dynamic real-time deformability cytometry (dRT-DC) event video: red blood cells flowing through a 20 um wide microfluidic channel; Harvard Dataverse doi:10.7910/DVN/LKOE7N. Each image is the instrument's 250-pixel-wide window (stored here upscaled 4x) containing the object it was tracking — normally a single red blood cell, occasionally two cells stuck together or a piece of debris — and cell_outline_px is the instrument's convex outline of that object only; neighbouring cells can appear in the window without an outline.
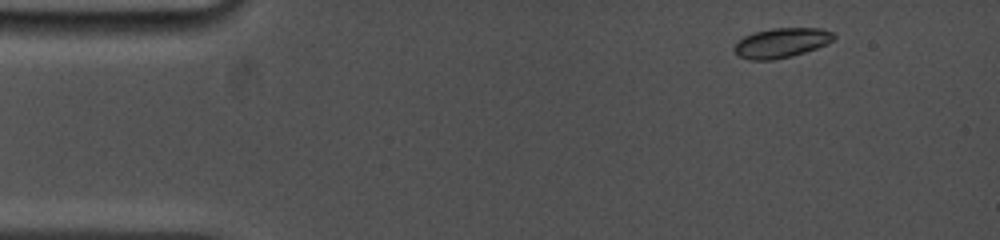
{"species": "common noctule bat (a hibernating species)", "species_latin": "Nyctalus noctula", "temperature_condition": "cold", "stored_images_in_passage": 9, "camera_frame_rate_fps": 5000, "um_per_image_px": 0.085, "animal": {"sex": "female", "body_mass_g": 19.0, "forearm_length_mm": 53.3}, "frame": {"image": 1, "passage_image": 1, "time_ms": 0.0, "image_size_px": [1000, 240], "cell_outline_px": [[836, 36], [828, 44], [792, 56], [772, 60], [748, 60], [736, 56], [732, 48], [744, 36], [756, 32], [772, 28], [820, 28], [832, 32]], "centroid_in_image_um": [66.39, 3.65], "position_along_channel_um": 18.6, "area_um2": 17.28}}
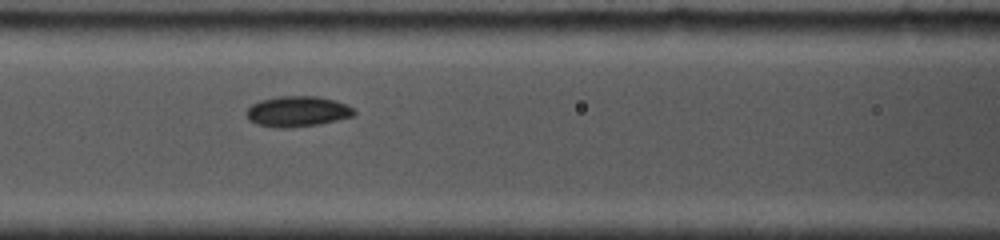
{"frame": {"image": 2, "passage_image": 6, "time_ms": 5.4, "image_size_px": [1000, 240], "cell_outline_px": [[356, 112], [352, 116], [320, 124], [288, 128], [272, 128], [256, 124], [248, 120], [244, 112], [252, 104], [260, 100], [280, 96], [316, 96], [336, 100], [352, 108]], "centroid_in_image_um": [25.22, 9.48], "position_along_channel_um": 141.4, "area_um2": 19.31}}
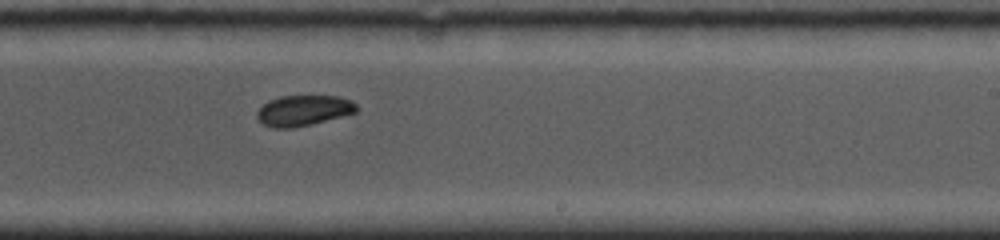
{"frame": {"image": 3, "passage_image": 9, "time_ms": 8.6, "image_size_px": [1000, 240], "cell_outline_px": [[360, 108], [356, 112], [312, 124], [292, 128], [272, 128], [264, 124], [256, 116], [256, 112], [268, 100], [280, 96], [336, 96], [352, 100]], "centroid_in_image_um": [25.8, 9.39], "position_along_channel_um": 263.2, "area_um2": 17.74}}